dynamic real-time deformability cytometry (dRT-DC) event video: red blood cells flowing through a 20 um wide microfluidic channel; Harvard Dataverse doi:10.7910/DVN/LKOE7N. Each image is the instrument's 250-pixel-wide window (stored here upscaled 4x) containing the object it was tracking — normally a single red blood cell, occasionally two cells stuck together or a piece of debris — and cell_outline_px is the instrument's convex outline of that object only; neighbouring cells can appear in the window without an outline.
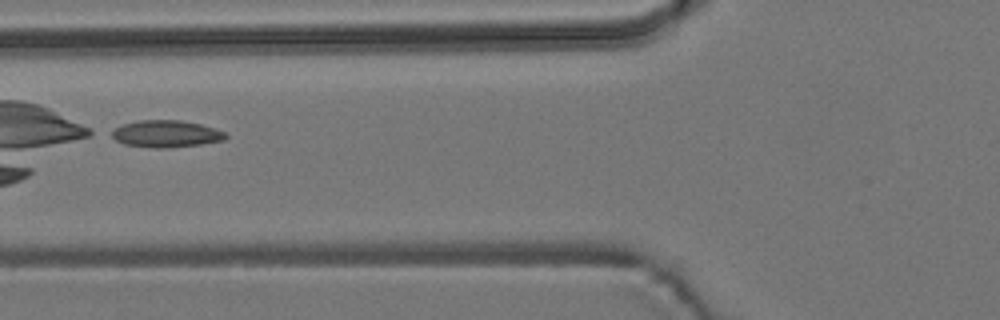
{"species": "common noctule bat (a hibernating species)", "species_latin": "Nyctalus noctula", "temperature_condition": "room temperature", "stored_images_in_passage": 8, "camera_frame_rate_fps": 3000, "um_per_image_px": 0.085, "animal": {"sex": "male", "body_mass_g": 19.2, "forearm_length_mm": 51.8}, "frame": {"image": 1, "passage_image": 5, "time_ms": 4.667, "image_size_px": [1000, 320], "cell_outline_px": [[228, 136], [224, 140], [200, 144], [164, 148], [156, 148], [124, 144], [116, 140], [108, 132], [124, 124], [140, 120], [180, 120], [200, 124], [224, 132]], "centroid_in_image_um": [14.09, 11.37], "position_along_channel_um": 111.7, "area_um2": 17.69}}
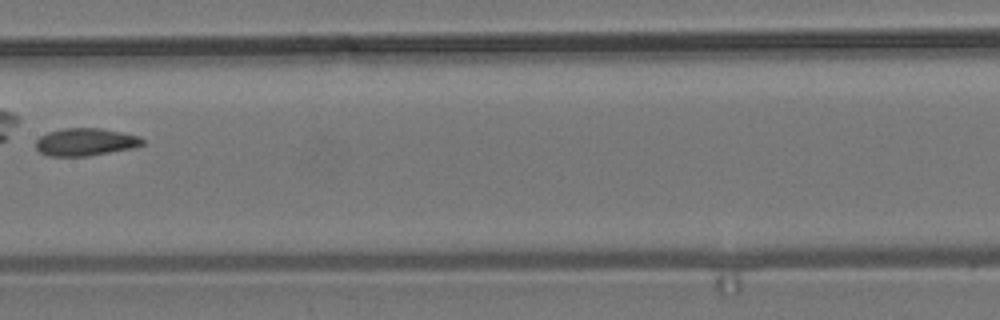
{"frame": {"image": 2, "passage_image": 7, "time_ms": 7.0, "image_size_px": [1000, 320], "cell_outline_px": [[144, 144], [136, 148], [88, 156], [48, 156], [40, 152], [36, 148], [36, 140], [40, 136], [48, 132], [64, 128], [100, 128], [124, 132], [140, 136], [144, 140]], "centroid_in_image_um": [7.31, 12.07], "position_along_channel_um": 200.1, "area_um2": 17.4}}
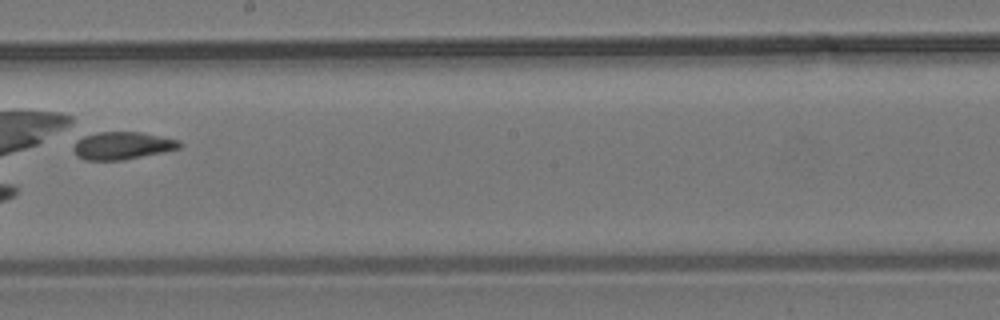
{"frame": {"image": 3, "passage_image": 8, "time_ms": 8.0, "image_size_px": [1000, 320], "cell_outline_px": [[180, 148], [164, 152], [124, 160], [84, 160], [76, 156], [72, 148], [76, 140], [84, 136], [96, 132], [140, 132], [180, 140]], "centroid_in_image_um": [10.36, 12.38], "position_along_channel_um": 237.8, "area_um2": 17.17}}